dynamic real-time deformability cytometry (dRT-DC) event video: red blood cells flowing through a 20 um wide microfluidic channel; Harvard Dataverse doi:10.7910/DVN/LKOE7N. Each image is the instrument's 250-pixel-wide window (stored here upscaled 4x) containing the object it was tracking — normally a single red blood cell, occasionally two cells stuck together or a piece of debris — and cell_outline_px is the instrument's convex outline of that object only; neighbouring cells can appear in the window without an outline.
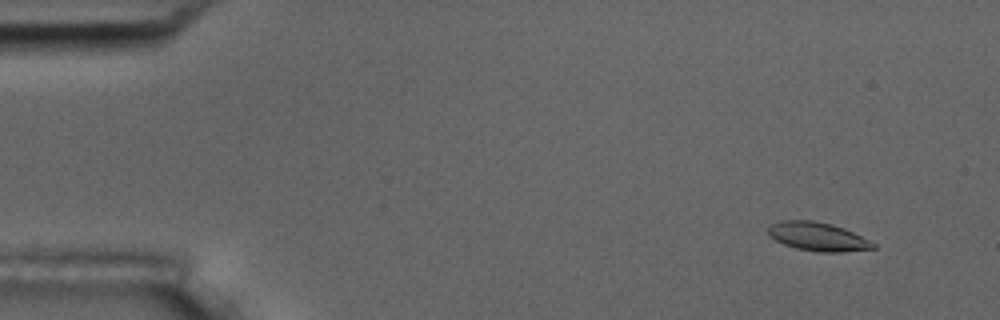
{"species": "common noctule bat (a hibernating species)", "species_latin": "Nyctalus noctula", "temperature_condition": "room temperature", "stored_images_in_passage": 55, "camera_frame_rate_fps": 3000, "um_per_image_px": 0.085, "animal": {"sex": "male", "body_mass_g": 17.5, "forearm_length_mm": 52.3}, "frame": {"image": 1, "passage_image": 4, "time_ms": 1.0, "image_size_px": [1000, 320], "cell_outline_px": [[876, 248], [840, 252], [820, 252], [796, 248], [784, 244], [768, 236], [768, 228], [772, 224], [780, 220], [812, 220], [832, 224], [844, 228], [876, 244]], "centroid_in_image_um": [69.48, 20.1], "position_along_channel_um": 15.5, "area_um2": 17.4}}
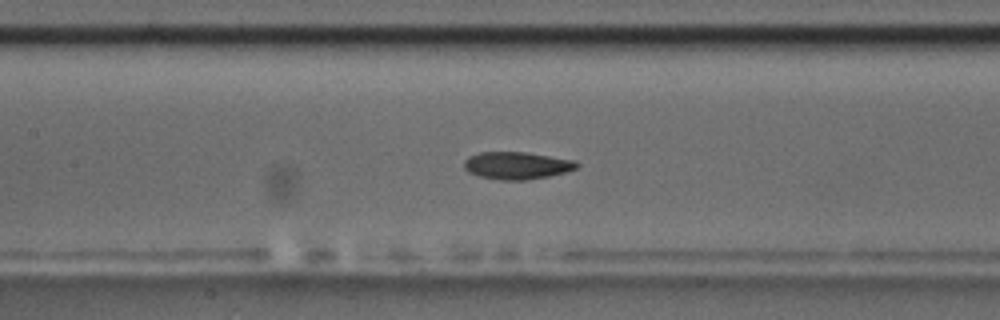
{"frame": {"image": 2, "passage_image": 25, "time_ms": 8.0, "image_size_px": [1000, 320], "cell_outline_px": [[580, 164], [576, 168], [564, 172], [548, 176], [524, 180], [500, 180], [480, 176], [468, 172], [464, 168], [464, 160], [468, 156], [480, 152], [524, 152], [576, 160]], "centroid_in_image_um": [43.91, 14.06], "position_along_channel_um": 163.5, "area_um2": 17.92}}
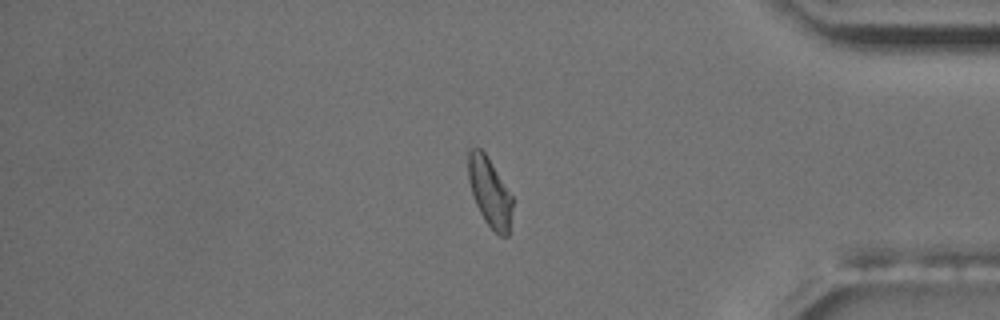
{"frame": {"image": 3, "passage_image": 46, "time_ms": 15.0, "image_size_px": [1000, 320], "cell_outline_px": [[512, 208], [508, 236], [500, 236], [484, 220], [476, 204], [468, 180], [468, 148], [480, 148], [484, 152], [512, 196]], "centroid_in_image_um": [41.61, 16.33], "position_along_channel_um": 393.6, "area_um2": 17.4}, "authors_computed_cell_mechanics": {"area_um2": 17.918, "velocity_mm_per_s": 3.6643, "shape_relaxation_time_tau1_ms": 3.3938, "shape_relaxation_time_tau2_ms": 5.3792, "deformation_change_tau1": 0.1242, "deformation_change_tau2": 0.1173}}